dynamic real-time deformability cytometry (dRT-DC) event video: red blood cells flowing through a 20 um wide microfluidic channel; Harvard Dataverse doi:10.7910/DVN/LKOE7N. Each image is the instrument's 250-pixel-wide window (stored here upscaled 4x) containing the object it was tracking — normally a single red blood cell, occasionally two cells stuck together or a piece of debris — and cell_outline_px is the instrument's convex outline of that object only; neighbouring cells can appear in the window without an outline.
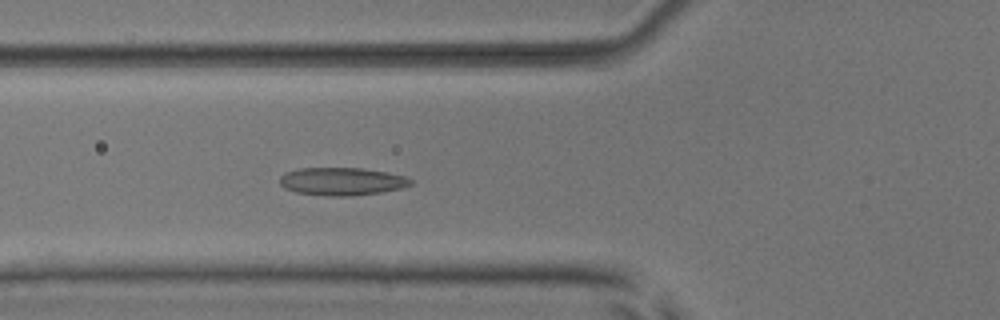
{"species": "common noctule bat (a hibernating species)", "species_latin": "Nyctalus noctula", "temperature_condition": "room temperature", "stored_images_in_passage": 53, "camera_frame_rate_fps": 3000, "um_per_image_px": 0.085, "animal": {"sex": "male", "body_mass_g": 17.9, "forearm_length_mm": 54.2}, "frame": {"image": 1, "passage_image": 20, "time_ms": 6.333, "image_size_px": [1000, 320], "cell_outline_px": [[412, 184], [400, 188], [380, 192], [352, 196], [332, 196], [296, 192], [284, 188], [280, 184], [280, 176], [284, 172], [300, 168], [364, 168], [388, 172], [404, 176], [412, 180]], "centroid_in_image_um": [29.04, 15.41], "position_along_channel_um": 96.8, "area_um2": 21.21}}
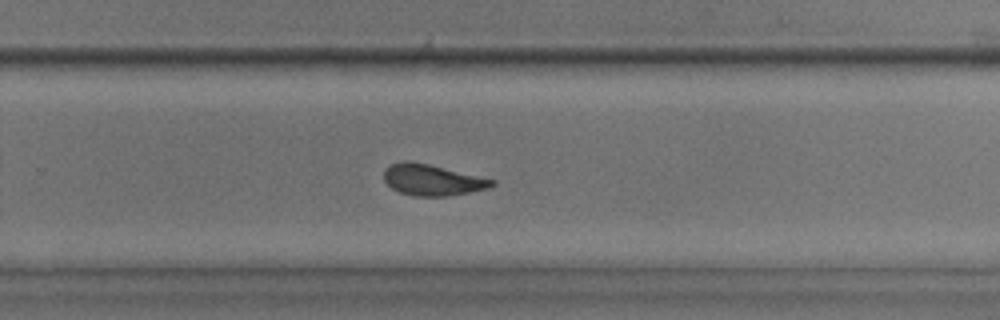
{"frame": {"image": 2, "passage_image": 35, "time_ms": 11.333, "image_size_px": [1000, 320], "cell_outline_px": [[496, 184], [488, 188], [448, 196], [416, 196], [400, 192], [392, 188], [384, 180], [384, 168], [388, 164], [404, 160], [408, 160], [428, 164], [496, 180]], "centroid_in_image_um": [36.71, 15.28], "position_along_channel_um": 293.1, "area_um2": 19.54}}
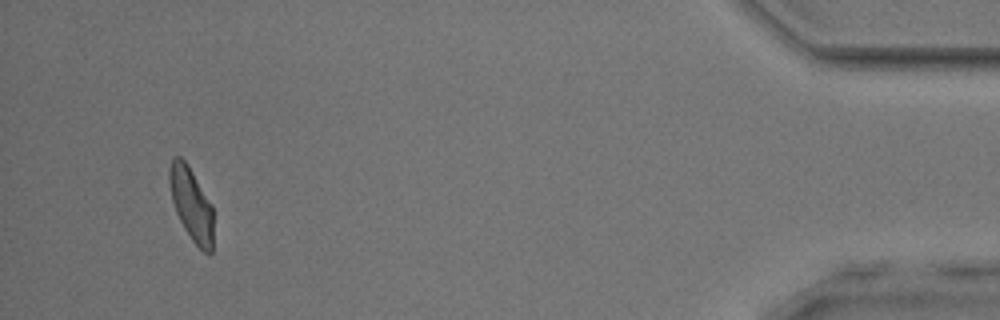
{"frame": {"image": 3, "passage_image": 50, "time_ms": 16.333, "image_size_px": [1000, 320], "cell_outline_px": [[212, 252], [204, 252], [192, 240], [184, 228], [176, 212], [172, 200], [168, 180], [168, 168], [172, 156], [180, 156], [188, 164], [212, 204]], "centroid_in_image_um": [16.23, 17.28], "position_along_channel_um": 419.0, "area_um2": 18.73}, "authors_computed_cell_mechanics": {"area_um2": 20.0566, "velocity_mm_per_s": 3.9319, "shape_relaxation_time_tau1_ms": 4.8721, "shape_relaxation_time_tau2_ms": 1.499, "deformation_change_tau1": 0.1194, "deformation_change_tau2": 0.0867}}